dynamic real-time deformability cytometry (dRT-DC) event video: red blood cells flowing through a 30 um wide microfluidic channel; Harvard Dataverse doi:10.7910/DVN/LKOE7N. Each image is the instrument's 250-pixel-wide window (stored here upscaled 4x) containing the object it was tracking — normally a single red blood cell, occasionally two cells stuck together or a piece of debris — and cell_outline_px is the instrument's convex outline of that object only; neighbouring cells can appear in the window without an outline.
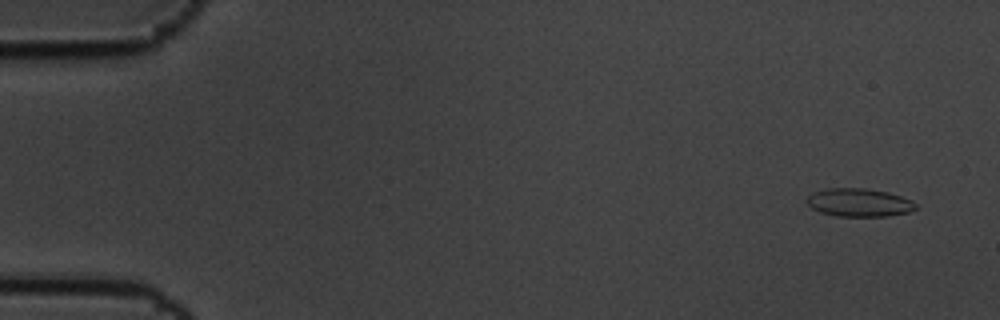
{"species": "common noctule bat (a hibernating species)", "species_latin": "Nyctalus noctula", "temperature_condition": "cold", "stored_images_in_passage": 5, "camera_frame_rate_fps": 3000, "um_per_image_px": 0.085, "animal": {"sex": "male", "body_mass_g": 19.5, "forearm_length_mm": 54.6}, "frame": {"image": 1, "passage_image": 1, "time_ms": 0.0, "image_size_px": [1000, 320], "cell_outline_px": [[916, 208], [908, 212], [888, 216], [836, 216], [820, 212], [812, 208], [808, 204], [808, 196], [812, 192], [828, 188], [864, 188], [888, 192], [912, 200], [916, 204]], "centroid_in_image_um": [73.02, 17.21], "position_along_channel_um": 12.0, "area_um2": 17.8}}
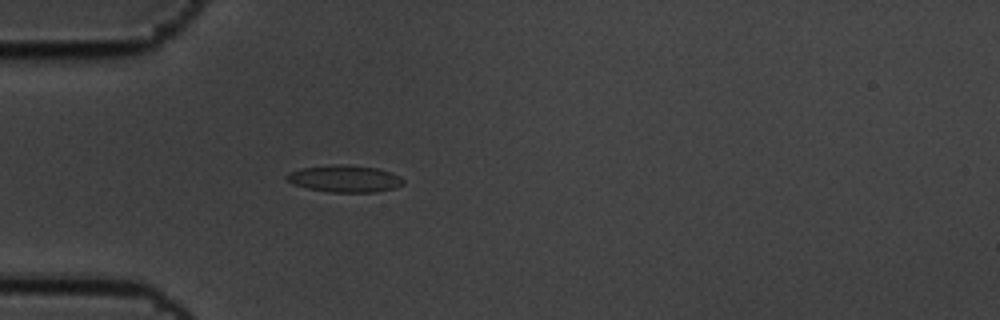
{"frame": {"image": 2, "passage_image": 5, "time_ms": 1.333, "image_size_px": [1000, 320], "cell_outline_px": [[404, 184], [396, 188], [376, 192], [328, 192], [308, 188], [292, 184], [284, 176], [288, 172], [300, 168], [336, 164], [376, 168], [392, 172], [400, 176], [404, 180]], "centroid_in_image_um": [29.3, 15.19], "position_along_channel_um": 55.7, "area_um2": 18.38}}